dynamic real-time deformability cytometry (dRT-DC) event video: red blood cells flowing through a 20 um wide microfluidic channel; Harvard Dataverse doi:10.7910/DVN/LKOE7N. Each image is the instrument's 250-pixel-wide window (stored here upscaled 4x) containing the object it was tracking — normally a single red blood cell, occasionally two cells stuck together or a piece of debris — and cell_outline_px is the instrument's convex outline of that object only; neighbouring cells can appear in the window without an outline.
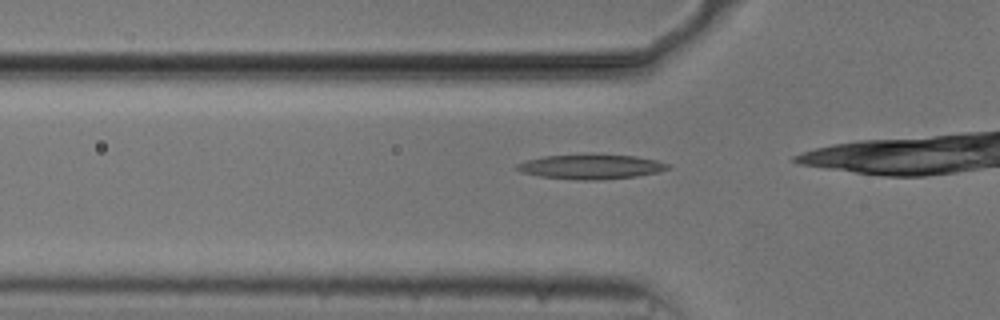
{"species": "common noctule bat (a hibernating species)", "species_latin": "Nyctalus noctula", "temperature_condition": "cold", "stored_images_in_passage": 38, "camera_frame_rate_fps": 3000, "um_per_image_px": 0.085, "animal": {"sex": "male", "body_mass_g": 20.5, "forearm_length_mm": 52.5}, "frame": {"image": 1, "passage_image": 9, "time_ms": 2.667, "image_size_px": [1000, 320], "cell_outline_px": [[668, 168], [656, 172], [636, 176], [596, 180], [576, 180], [540, 176], [520, 172], [516, 168], [516, 164], [524, 160], [544, 156], [592, 152], [636, 156], [656, 160], [668, 164]], "centroid_in_image_um": [50.16, 14.13], "position_along_channel_um": 75.6, "area_um2": 22.25}}
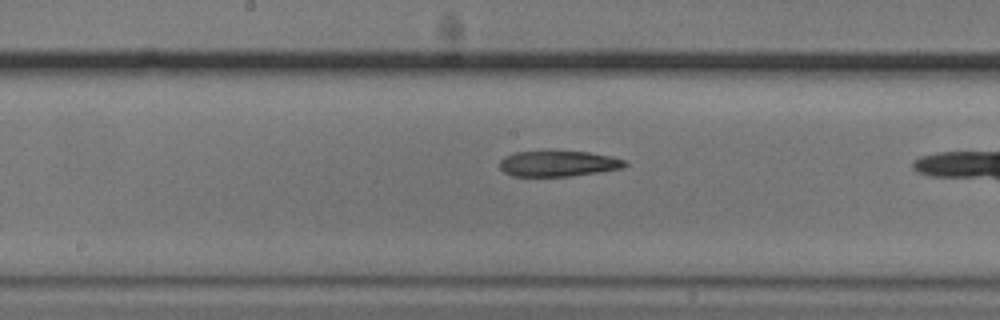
{"frame": {"image": 2, "passage_image": 19, "time_ms": 6.0, "image_size_px": [1000, 320], "cell_outline_px": [[628, 164], [620, 168], [596, 172], [568, 176], [512, 176], [504, 172], [500, 168], [500, 160], [504, 156], [516, 152], [588, 152], [612, 156], [624, 160]], "centroid_in_image_um": [47.42, 13.91], "position_along_channel_um": 200.8, "area_um2": 18.38}}
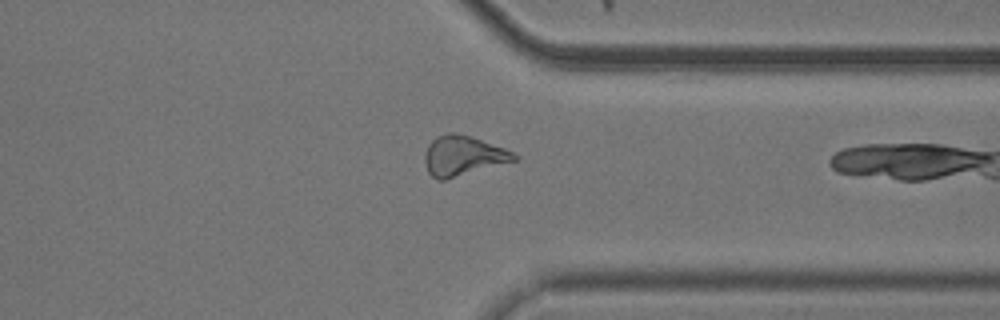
{"frame": {"image": 3, "passage_image": 33, "time_ms": 10.667, "image_size_px": [1000, 320], "cell_outline_px": [[520, 160], [444, 180], [436, 180], [428, 172], [424, 160], [424, 156], [428, 144], [436, 136], [448, 132], [456, 132], [504, 148], [520, 156]], "centroid_in_image_um": [39.36, 13.25], "position_along_channel_um": 372.0, "area_um2": 20.92}}